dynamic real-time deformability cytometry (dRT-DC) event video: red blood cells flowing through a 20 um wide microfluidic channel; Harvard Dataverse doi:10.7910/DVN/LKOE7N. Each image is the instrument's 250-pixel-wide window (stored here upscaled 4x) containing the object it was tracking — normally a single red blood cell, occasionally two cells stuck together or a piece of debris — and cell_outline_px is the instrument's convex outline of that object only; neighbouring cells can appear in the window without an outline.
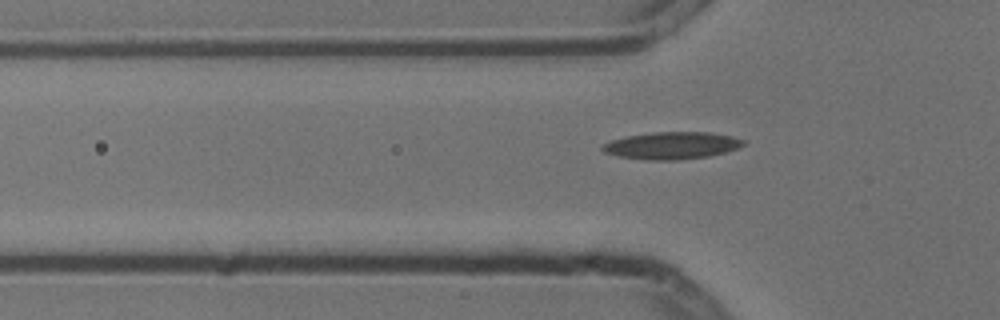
{"species": "common noctule bat (a hibernating species)", "species_latin": "Nyctalus noctula", "temperature_condition": "cold", "stored_images_in_passage": 4, "camera_frame_rate_fps": 3000, "um_per_image_px": 0.085, "animal": {"sex": "male", "body_mass_g": 13.3}, "frame": {"image": 1, "passage_image": 4, "time_ms": 1.0, "image_size_px": [1000, 320], "cell_outline_px": [[748, 144], [724, 152], [708, 156], [676, 160], [648, 160], [620, 156], [604, 152], [600, 148], [600, 144], [612, 140], [628, 136], [652, 132], [708, 132], [732, 136], [744, 140]], "centroid_in_image_um": [57.09, 12.36], "position_along_channel_um": 68.7, "area_um2": 22.25}}